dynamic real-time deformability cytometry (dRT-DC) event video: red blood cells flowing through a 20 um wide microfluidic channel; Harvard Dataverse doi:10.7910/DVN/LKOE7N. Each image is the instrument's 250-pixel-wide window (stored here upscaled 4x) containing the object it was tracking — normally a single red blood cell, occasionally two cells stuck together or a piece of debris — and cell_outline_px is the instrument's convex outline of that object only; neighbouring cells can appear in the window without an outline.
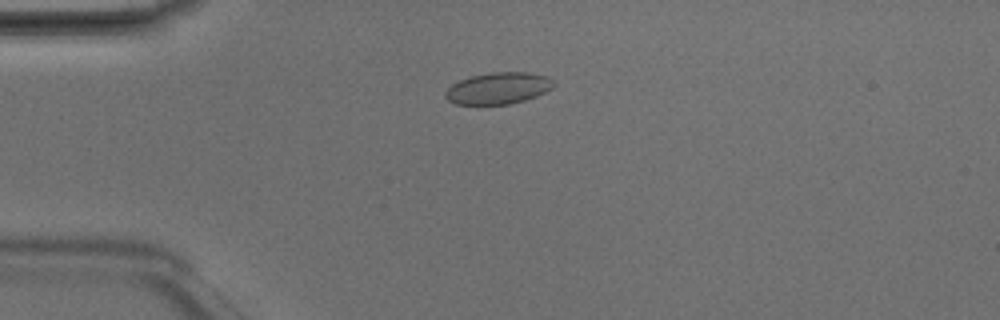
{"species": "Egyptian fruit bat (a non-hibernating species)", "species_latin": "Rousettus aegyptiacus", "temperature_condition": "room temperature", "stored_images_in_passage": 7, "camera_frame_rate_fps": 3000, "um_per_image_px": 0.085, "animal": {"sex": "male"}, "frame": {"image": 1, "passage_image": 3, "time_ms": 0.667, "image_size_px": [1000, 320], "cell_outline_px": [[552, 88], [536, 96], [524, 100], [508, 104], [456, 104], [448, 100], [444, 96], [444, 92], [452, 84], [460, 80], [472, 76], [488, 72], [528, 72], [548, 76], [552, 80]], "centroid_in_image_um": [42.33, 7.49], "position_along_channel_um": 42.7, "area_um2": 19.83}}
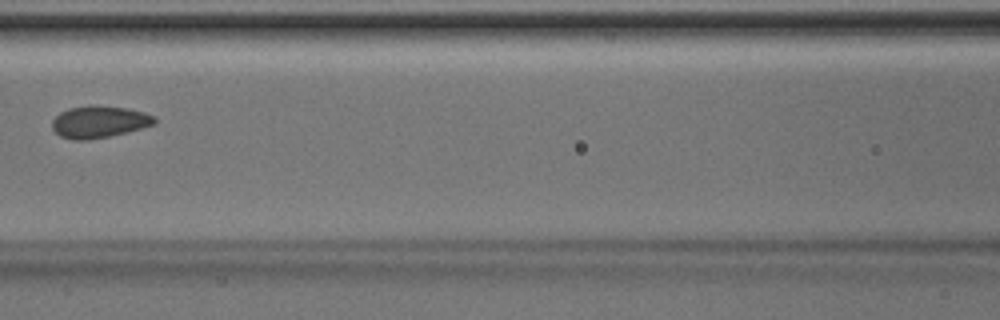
{"frame": {"image": 2, "passage_image": 6, "time_ms": 1.667, "image_size_px": [1000, 320], "cell_outline_px": [[156, 120], [152, 124], [140, 128], [108, 136], [84, 140], [72, 140], [60, 136], [52, 128], [52, 120], [60, 112], [68, 108], [92, 104], [128, 108], [144, 112], [156, 116]], "centroid_in_image_um": [8.39, 10.33], "position_along_channel_um": 158.2, "area_um2": 19.02}}